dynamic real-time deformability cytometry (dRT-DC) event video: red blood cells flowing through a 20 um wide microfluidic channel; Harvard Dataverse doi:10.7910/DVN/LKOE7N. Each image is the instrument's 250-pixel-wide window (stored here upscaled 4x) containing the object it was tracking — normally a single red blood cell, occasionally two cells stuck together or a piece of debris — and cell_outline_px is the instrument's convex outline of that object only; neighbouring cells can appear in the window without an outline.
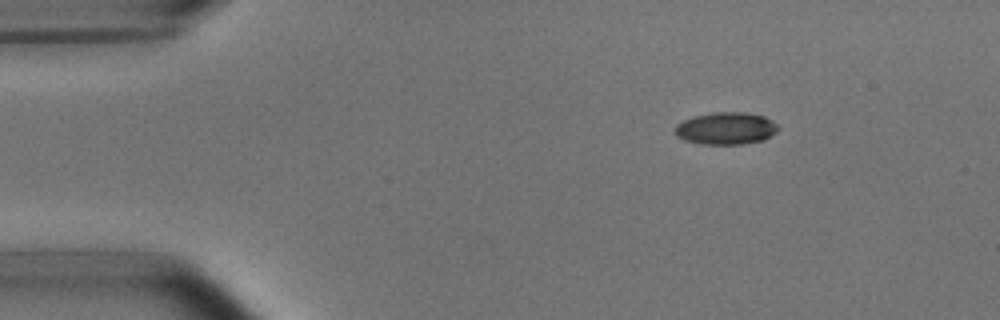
{"species": "common noctule bat (a hibernating species)", "species_latin": "Nyctalus noctula", "temperature_condition": "room temperature", "stored_images_in_passage": 3, "camera_frame_rate_fps": 3000, "um_per_image_px": 0.085, "animal": {"sex": "male", "body_mass_g": 15.6}, "frame": {"image": 1, "passage_image": 1, "time_ms": 0.0, "image_size_px": [1000, 320], "cell_outline_px": [[780, 128], [776, 132], [764, 140], [740, 144], [704, 144], [684, 140], [676, 136], [676, 124], [692, 116], [712, 112], [744, 112], [764, 116], [780, 124]], "centroid_in_image_um": [61.74, 10.9], "position_along_channel_um": 23.3, "area_um2": 19.54}}